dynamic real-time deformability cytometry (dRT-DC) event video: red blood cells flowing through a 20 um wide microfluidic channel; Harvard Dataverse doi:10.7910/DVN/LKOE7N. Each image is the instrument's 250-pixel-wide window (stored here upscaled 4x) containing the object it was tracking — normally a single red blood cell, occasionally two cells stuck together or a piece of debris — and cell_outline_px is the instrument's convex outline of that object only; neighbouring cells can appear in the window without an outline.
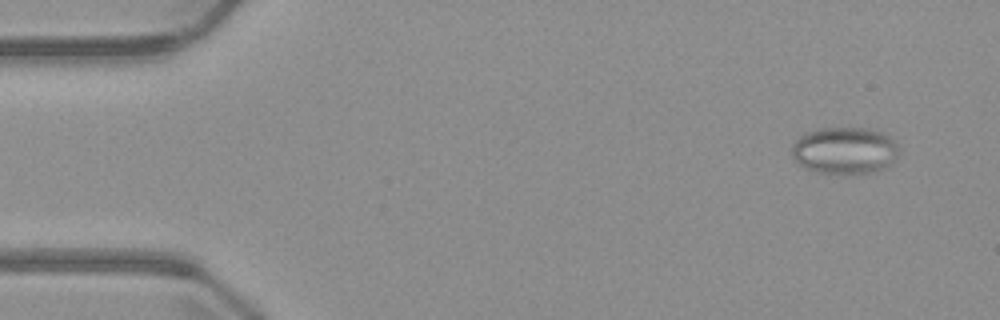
{"species": "common noctule bat (a hibernating species)", "species_latin": "Nyctalus noctula", "temperature_condition": "warm", "stored_images_in_passage": 4, "camera_frame_rate_fps": 3000, "um_per_image_px": 0.085, "animal": {"sex": "male", "body_mass_g": 23.1, "forearm_length_mm": 52.7}, "frame": {"image": 1, "passage_image": 4, "time_ms": 4.667, "image_size_px": [1000, 320], "cell_outline_px": [[896, 156], [892, 164], [888, 168], [876, 172], [856, 176], [820, 172], [804, 168], [792, 156], [792, 144], [804, 132], [820, 128], [868, 128], [880, 132], [896, 140]], "centroid_in_image_um": [71.81, 12.83], "position_along_channel_um": 13.2, "area_um2": 29.88}}